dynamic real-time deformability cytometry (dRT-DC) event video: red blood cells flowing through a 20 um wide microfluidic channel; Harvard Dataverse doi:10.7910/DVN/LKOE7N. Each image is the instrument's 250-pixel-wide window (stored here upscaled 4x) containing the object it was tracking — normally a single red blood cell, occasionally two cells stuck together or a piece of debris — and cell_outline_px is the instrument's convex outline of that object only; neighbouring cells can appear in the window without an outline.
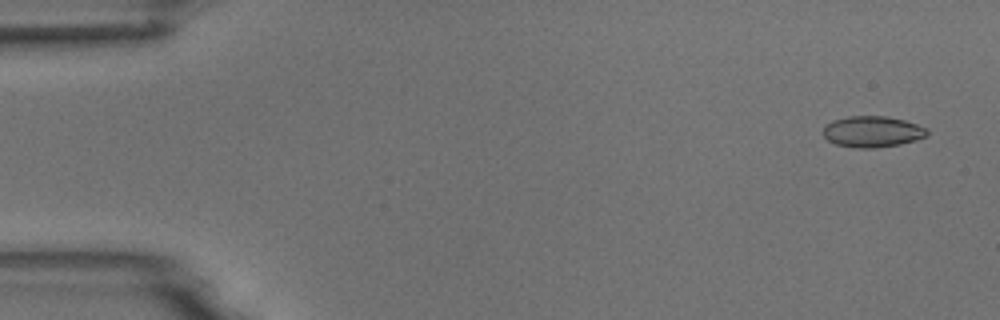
{"species": "common noctule bat (a hibernating species)", "species_latin": "Nyctalus noctula", "temperature_condition": "room temperature", "stored_images_in_passage": 6, "camera_frame_rate_fps": 3000, "um_per_image_px": 0.085, "animal": {"sex": "male", "body_mass_g": 18.8}, "frame": {"image": 1, "passage_image": 1, "time_ms": 0.0, "image_size_px": [1000, 320], "cell_outline_px": [[928, 132], [924, 136], [916, 140], [900, 144], [872, 148], [860, 148], [836, 144], [828, 140], [824, 136], [824, 128], [832, 120], [848, 116], [884, 116], [904, 120], [928, 128]], "centroid_in_image_um": [74.16, 11.18], "position_along_channel_um": 10.8, "area_um2": 18.61}}
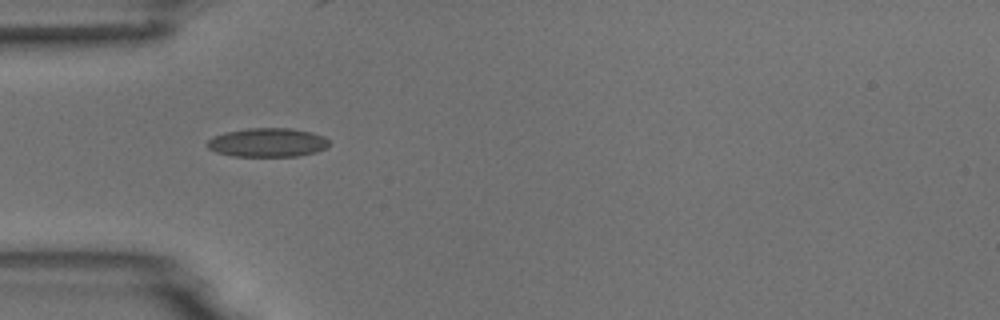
{"frame": {"image": 2, "passage_image": 5, "time_ms": 4.667, "image_size_px": [1000, 320], "cell_outline_px": [[328, 148], [316, 152], [300, 156], [232, 156], [216, 152], [208, 148], [208, 140], [212, 136], [224, 132], [248, 128], [292, 128], [312, 132], [324, 136], [328, 140]], "centroid_in_image_um": [22.75, 12.11], "position_along_channel_um": 62.2, "area_um2": 20.69}}